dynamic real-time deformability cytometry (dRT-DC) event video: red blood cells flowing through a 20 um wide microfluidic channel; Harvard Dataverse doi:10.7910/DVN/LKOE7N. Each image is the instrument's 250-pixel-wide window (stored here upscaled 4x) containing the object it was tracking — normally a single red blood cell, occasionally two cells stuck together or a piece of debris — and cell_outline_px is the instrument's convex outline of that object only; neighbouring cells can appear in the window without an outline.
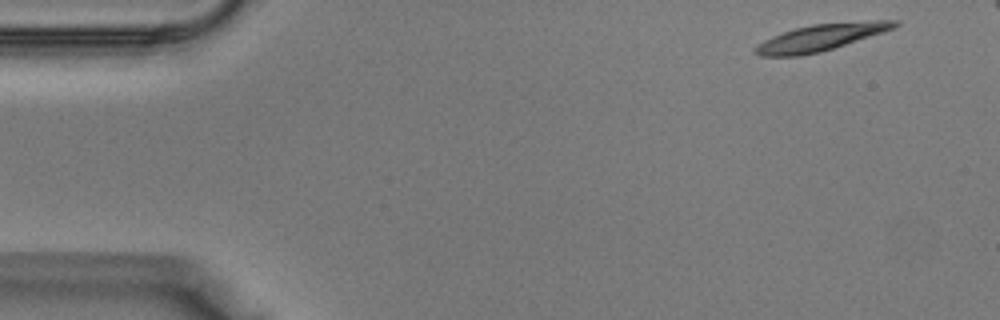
{"species": "Egyptian fruit bat (a non-hibernating species)", "species_latin": "Rousettus aegyptiacus", "temperature_condition": "warm", "stored_images_in_passage": 36, "camera_frame_rate_fps": 3000, "um_per_image_px": 0.085, "animal": {"sex": "male"}, "frame": {"image": 1, "passage_image": 2, "time_ms": 0.333, "image_size_px": [1000, 320], "cell_outline_px": [[900, 24], [884, 32], [820, 52], [800, 56], [760, 56], [752, 52], [752, 48], [764, 40], [772, 36], [796, 28], [812, 24], [872, 20], [900, 20]], "centroid_in_image_um": [69.75, 3.18], "position_along_channel_um": 15.3, "area_um2": 21.62}}
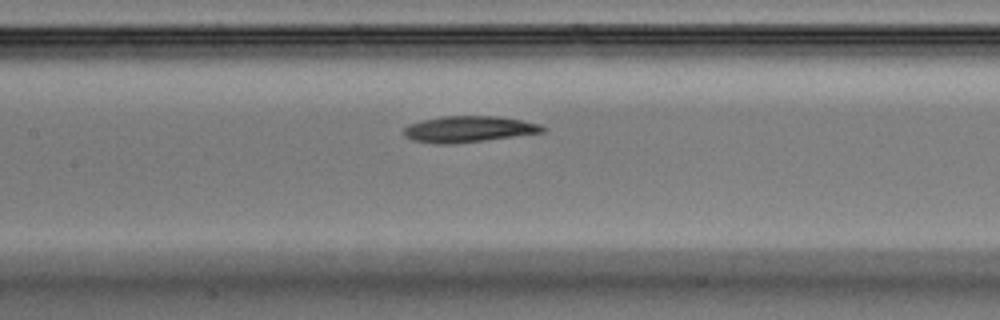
{"frame": {"image": 2, "passage_image": 17, "time_ms": 5.333, "image_size_px": [1000, 320], "cell_outline_px": [[548, 128], [544, 132], [484, 140], [452, 144], [436, 144], [412, 140], [404, 136], [404, 128], [408, 124], [440, 116], [496, 116], [520, 120], [540, 124]], "centroid_in_image_um": [39.82, 10.98], "position_along_channel_um": 167.6, "area_um2": 21.1}}
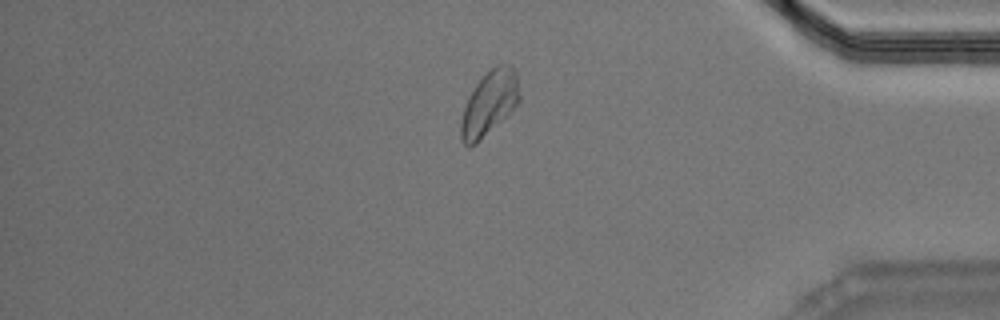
{"frame": {"image": 3, "passage_image": 32, "time_ms": 10.333, "image_size_px": [1000, 320], "cell_outline_px": [[520, 100], [476, 144], [468, 148], [464, 144], [460, 136], [460, 124], [464, 108], [476, 84], [496, 64], [512, 64], [516, 72], [520, 96]], "centroid_in_image_um": [41.58, 8.76], "position_along_channel_um": 393.6, "area_um2": 21.33}}